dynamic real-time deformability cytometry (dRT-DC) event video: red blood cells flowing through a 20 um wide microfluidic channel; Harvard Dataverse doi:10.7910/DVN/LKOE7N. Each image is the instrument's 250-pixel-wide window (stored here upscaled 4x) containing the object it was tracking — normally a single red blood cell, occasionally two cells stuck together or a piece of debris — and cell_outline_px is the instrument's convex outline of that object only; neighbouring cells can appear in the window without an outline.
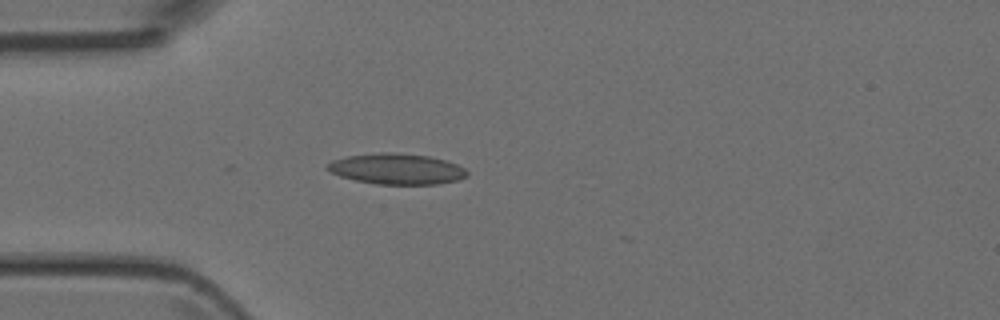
{"species": "Egyptian fruit bat (a non-hibernating species)", "species_latin": "Rousettus aegyptiacus", "temperature_condition": "room temperature", "stored_images_in_passage": 4, "camera_frame_rate_fps": 3000, "um_per_image_px": 0.085, "animal": {"sex": "female"}, "frame": {"image": 1, "passage_image": 4, "time_ms": 3.333, "image_size_px": [1000, 320], "cell_outline_px": [[468, 176], [460, 180], [440, 184], [376, 184], [356, 180], [340, 176], [324, 168], [332, 160], [344, 156], [380, 152], [392, 152], [428, 156], [448, 160], [464, 168], [468, 172]], "centroid_in_image_um": [33.74, 14.35], "position_along_channel_um": 51.3, "area_um2": 25.26}}